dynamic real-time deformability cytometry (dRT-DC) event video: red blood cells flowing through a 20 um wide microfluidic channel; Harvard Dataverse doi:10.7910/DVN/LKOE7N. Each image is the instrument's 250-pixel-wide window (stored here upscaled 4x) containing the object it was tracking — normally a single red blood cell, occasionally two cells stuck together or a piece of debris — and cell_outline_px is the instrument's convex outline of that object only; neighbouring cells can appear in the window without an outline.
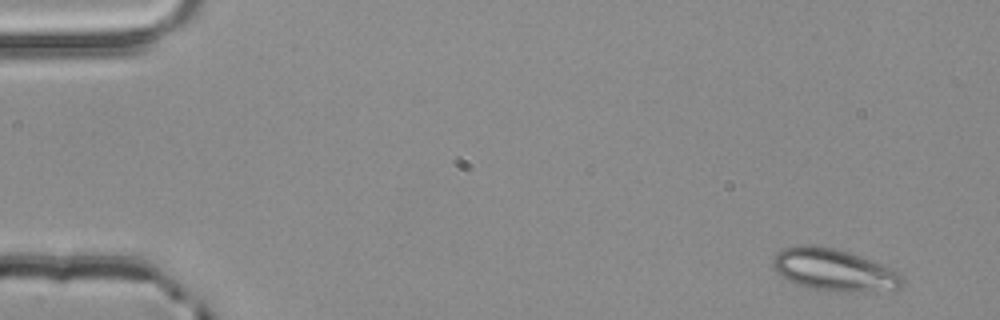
{"species": "common noctule bat (a hibernating species)", "species_latin": "Nyctalus noctula", "temperature_condition": "room temperature", "stored_images_in_passage": 3, "camera_frame_rate_fps": 3000, "um_per_image_px": 0.085, "animal": {"sex": "male", "body_mass_g": 20.4}, "frame": {"image": 1, "passage_image": 1, "time_ms": 0.0, "image_size_px": [1000, 320], "cell_outline_px": [[904, 284], [896, 292], [848, 292], [812, 288], [788, 280], [776, 272], [772, 268], [772, 256], [776, 252], [784, 248], [832, 248], [848, 252], [860, 256], [896, 272], [904, 276]], "centroid_in_image_um": [70.97, 23.01], "position_along_channel_um": 14.0, "area_um2": 31.1}}